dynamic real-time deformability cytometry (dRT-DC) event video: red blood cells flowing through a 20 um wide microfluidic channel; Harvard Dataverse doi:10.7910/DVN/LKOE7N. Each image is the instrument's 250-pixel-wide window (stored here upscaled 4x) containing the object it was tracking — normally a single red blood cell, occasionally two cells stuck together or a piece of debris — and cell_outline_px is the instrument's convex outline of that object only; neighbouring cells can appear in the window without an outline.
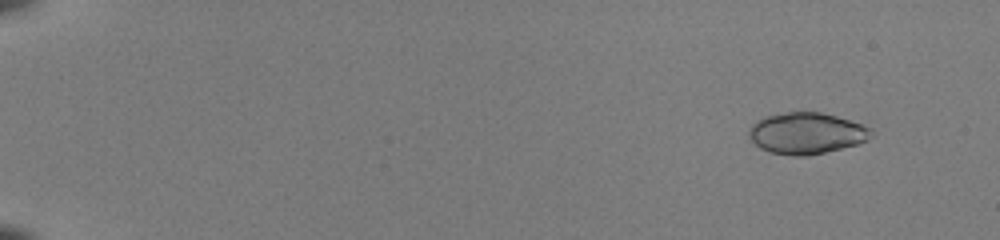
{"species": "common noctule bat (a hibernating species)", "species_latin": "Nyctalus noctula", "temperature_condition": "room temperature", "stored_images_in_passage": 49, "camera_frame_rate_fps": 3000, "um_per_image_px": 0.085, "animal": {"sex": "female", "body_mass_g": 22.0, "forearm_length_mm": 56.7}, "frame": {"image": 1, "passage_image": 2, "time_ms": 0.333, "image_size_px": [1000, 240], "cell_outline_px": [[872, 136], [868, 140], [856, 144], [808, 156], [792, 156], [768, 152], [760, 148], [748, 136], [748, 128], [756, 120], [764, 116], [788, 112], [820, 112], [836, 116], [872, 128]], "centroid_in_image_um": [68.51, 11.33], "position_along_channel_um": 16.5, "area_um2": 29.48}}
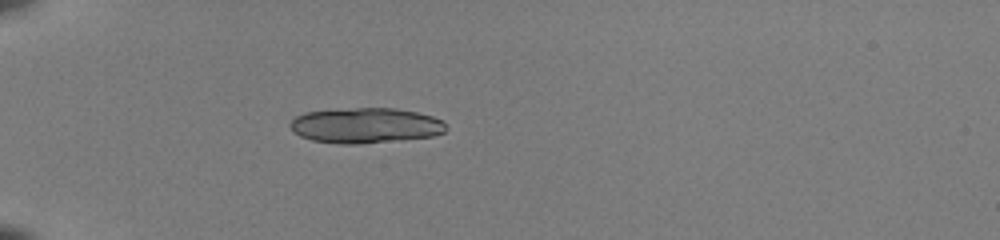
{"frame": {"image": 2, "passage_image": 15, "time_ms": 4.667, "image_size_px": [1000, 240], "cell_outline_px": [[448, 128], [444, 132], [432, 136], [360, 144], [340, 144], [312, 140], [300, 136], [292, 132], [288, 124], [296, 116], [304, 112], [356, 108], [396, 108], [416, 112], [432, 116], [444, 120]], "centroid_in_image_um": [31.06, 10.66], "position_along_channel_um": 53.9, "area_um2": 32.19}}